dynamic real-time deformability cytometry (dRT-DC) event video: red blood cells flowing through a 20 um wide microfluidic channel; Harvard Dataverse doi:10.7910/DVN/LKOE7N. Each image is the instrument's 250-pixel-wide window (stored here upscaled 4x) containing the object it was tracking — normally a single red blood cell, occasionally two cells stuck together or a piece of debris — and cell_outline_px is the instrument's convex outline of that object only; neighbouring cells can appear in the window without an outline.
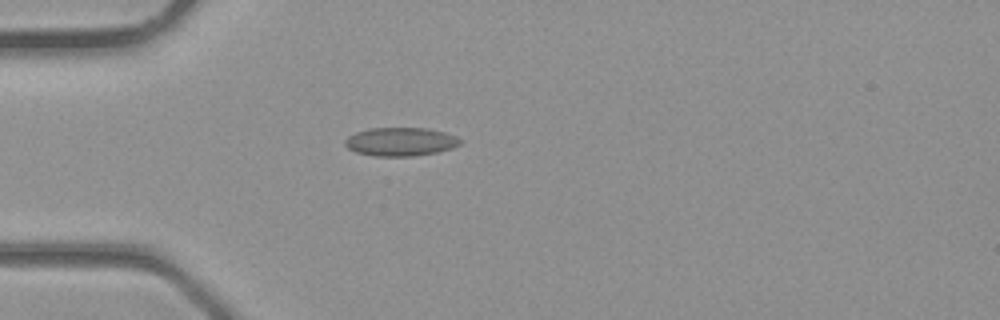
{"species": "common noctule bat (a hibernating species)", "species_latin": "Nyctalus noctula", "temperature_condition": "room temperature", "stored_images_in_passage": 3, "camera_frame_rate_fps": 3000, "um_per_image_px": 0.085, "animal": {"sex": "male", "body_mass_g": 23.1, "forearm_length_mm": 52.7}, "frame": {"image": 1, "passage_image": 3, "time_ms": 0.667, "image_size_px": [1000, 320], "cell_outline_px": [[460, 144], [452, 148], [436, 152], [416, 156], [376, 156], [356, 152], [348, 148], [344, 144], [344, 140], [348, 136], [356, 132], [368, 128], [428, 128], [444, 132], [456, 136], [460, 140]], "centroid_in_image_um": [34.02, 12.04], "position_along_channel_um": 51.0, "area_um2": 19.13}}